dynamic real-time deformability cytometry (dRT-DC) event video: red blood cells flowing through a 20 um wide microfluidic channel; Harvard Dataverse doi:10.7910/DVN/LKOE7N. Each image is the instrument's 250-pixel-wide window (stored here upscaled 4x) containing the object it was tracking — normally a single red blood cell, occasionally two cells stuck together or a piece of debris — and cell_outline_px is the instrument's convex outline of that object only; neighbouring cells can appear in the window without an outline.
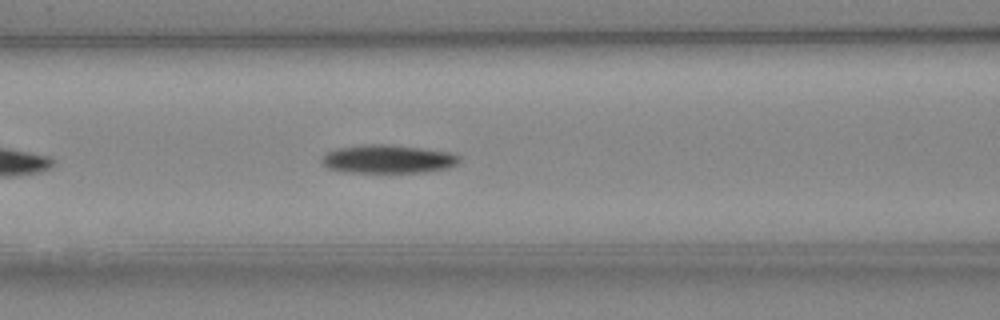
{"species": "Egyptian fruit bat (a non-hibernating species)", "species_latin": "Rousettus aegyptiacus", "temperature_condition": "cold", "stored_images_in_passage": 38, "camera_frame_rate_fps": 3000, "um_per_image_px": 0.085, "animal": {"sex": "female"}, "frame": {"image": 1, "passage_image": 9, "time_ms": 2.667, "image_size_px": [1000, 320], "cell_outline_px": [[460, 160], [456, 164], [448, 168], [424, 172], [348, 172], [328, 168], [320, 160], [328, 152], [336, 148], [360, 144], [392, 144], [452, 152], [460, 156]], "centroid_in_image_um": [33.0, 13.5], "position_along_channel_um": 133.6, "area_um2": 22.89}}
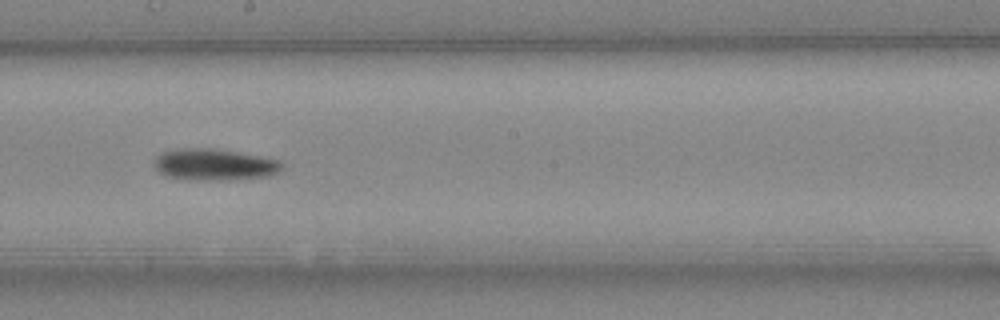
{"frame": {"image": 2, "passage_image": 16, "time_ms": 5.0, "image_size_px": [1000, 320], "cell_outline_px": [[284, 168], [272, 176], [228, 180], [196, 180], [168, 176], [160, 172], [152, 164], [152, 160], [160, 152], [180, 148], [212, 148], [236, 152], [280, 160], [284, 164]], "centroid_in_image_um": [18.22, 13.99], "position_along_channel_um": 230.0, "area_um2": 23.7}}
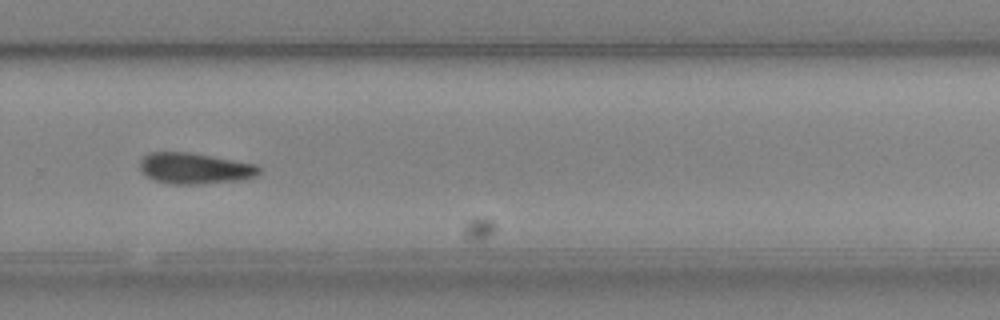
{"frame": {"image": 3, "passage_image": 22, "time_ms": 7.0, "image_size_px": [1000, 320], "cell_outline_px": [[260, 172], [256, 176], [240, 180], [196, 184], [172, 184], [156, 180], [148, 176], [140, 168], [140, 160], [148, 152], [188, 152], [212, 156], [256, 164], [260, 168]], "centroid_in_image_um": [16.56, 14.3], "position_along_channel_um": 313.2, "area_um2": 21.33}}